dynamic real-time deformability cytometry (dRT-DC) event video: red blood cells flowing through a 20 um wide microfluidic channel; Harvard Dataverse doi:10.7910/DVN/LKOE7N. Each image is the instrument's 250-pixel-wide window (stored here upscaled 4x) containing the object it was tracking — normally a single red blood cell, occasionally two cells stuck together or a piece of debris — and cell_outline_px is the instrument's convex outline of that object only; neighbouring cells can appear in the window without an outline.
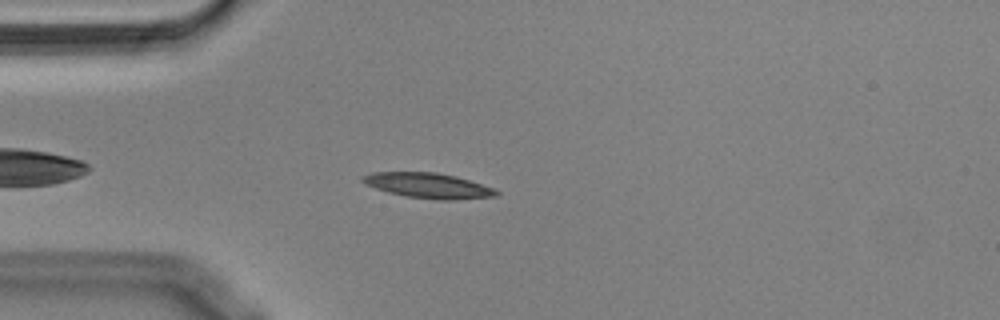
{"species": "Egyptian fruit bat (a non-hibernating species)", "species_latin": "Rousettus aegyptiacus", "temperature_condition": "cold", "stored_images_in_passage": 47, "segment_of_instrument_passage": [1, 2], "camera_frame_rate_fps": 3000, "um_per_image_px": 0.085, "animal": {"sex": "male"}, "frame": {"image": 1, "passage_image": 6, "time_ms": 1.667, "image_size_px": [1000, 320], "cell_outline_px": [[500, 192], [496, 196], [452, 200], [436, 200], [408, 196], [388, 192], [364, 184], [360, 180], [360, 176], [372, 172], [436, 172], [456, 176], [492, 188]], "centroid_in_image_um": [36.35, 15.76], "position_along_channel_um": 48.7, "area_um2": 19.54}}
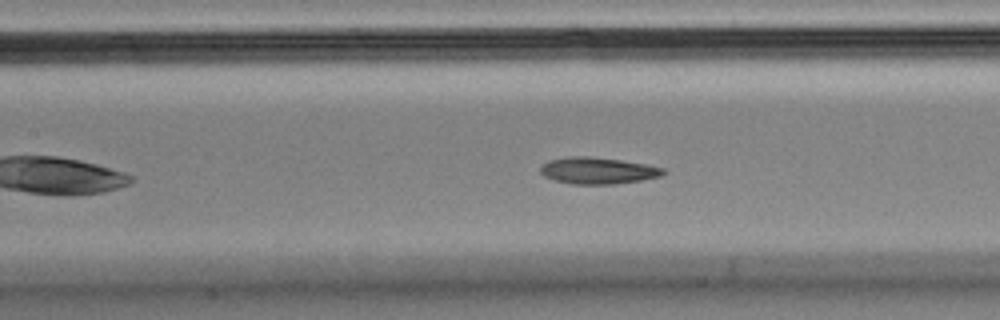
{"frame": {"image": 2, "passage_image": 16, "time_ms": 5.0, "image_size_px": [1000, 320], "cell_outline_px": [[668, 172], [660, 176], [640, 180], [612, 184], [572, 184], [552, 180], [544, 176], [540, 172], [540, 168], [548, 160], [572, 156], [588, 156], [620, 160], [644, 164], [664, 168]], "centroid_in_image_um": [50.79, 14.5], "position_along_channel_um": 156.6, "area_um2": 18.96}}
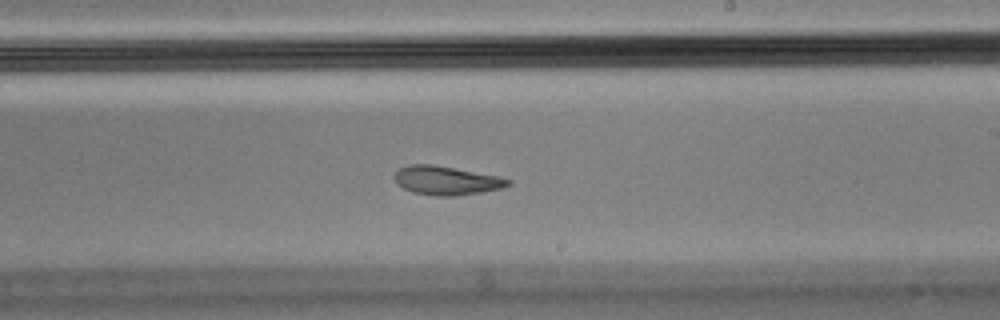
{"frame": {"image": 3, "passage_image": 24, "time_ms": 7.667, "image_size_px": [1000, 320], "cell_outline_px": [[512, 184], [500, 188], [480, 192], [456, 196], [436, 196], [412, 192], [396, 184], [396, 172], [400, 168], [408, 164], [432, 164], [500, 176], [512, 180]], "centroid_in_image_um": [37.96, 15.34], "position_along_channel_um": 251.0, "area_um2": 19.02}}